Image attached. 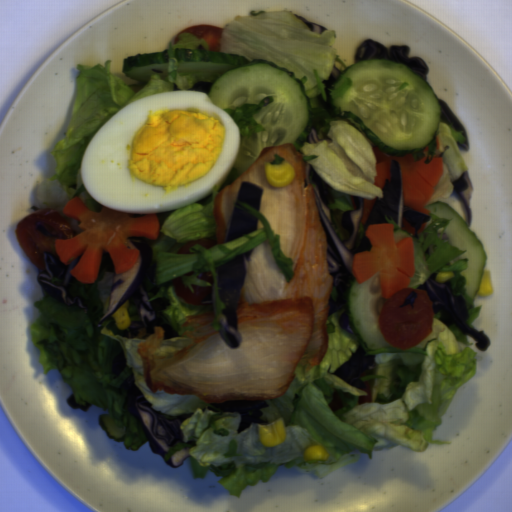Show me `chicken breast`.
Here are the masks:
<instances>
[{
    "instance_id": "chicken-breast-1",
    "label": "chicken breast",
    "mask_w": 512,
    "mask_h": 512,
    "mask_svg": "<svg viewBox=\"0 0 512 512\" xmlns=\"http://www.w3.org/2000/svg\"><path fill=\"white\" fill-rule=\"evenodd\" d=\"M293 166V183L270 184L263 164ZM243 182L261 190L258 211L279 235L282 255L294 274L288 282L269 241L244 258L246 275L237 304L241 342L230 347L216 331L212 312L185 317L194 329L165 338L155 326L137 346L144 383L151 393L196 395L207 404L264 401L285 393L300 359L310 370L329 349L327 319L334 279L327 264L328 242L309 181V167L293 143L266 146L253 164L217 192L212 213L216 245L226 242ZM306 370V371H307Z\"/></svg>"
}]
</instances>
